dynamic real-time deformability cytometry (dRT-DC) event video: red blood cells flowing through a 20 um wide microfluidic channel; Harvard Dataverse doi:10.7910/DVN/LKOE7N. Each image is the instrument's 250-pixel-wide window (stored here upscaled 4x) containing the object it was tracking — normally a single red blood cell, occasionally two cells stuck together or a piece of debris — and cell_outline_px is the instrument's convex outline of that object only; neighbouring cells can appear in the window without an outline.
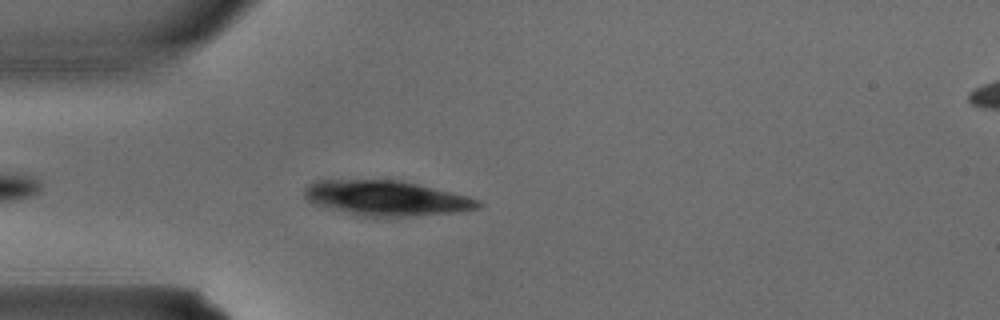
{"species": "common noctule bat (a hibernating species)", "species_latin": "Nyctalus noctula", "temperature_condition": "warm", "stored_images_in_passage": 3, "camera_frame_rate_fps": 3000, "um_per_image_px": 0.085, "animal": {"sex": "male", "body_mass_g": 15.6}, "frame": {"image": 1, "passage_image": 2, "time_ms": 0.333, "image_size_px": [1000, 320], "cell_outline_px": [[484, 204], [476, 208], [456, 212], [416, 216], [356, 216], [316, 204], [308, 200], [304, 196], [304, 188], [312, 180], [400, 180], [468, 196], [480, 200]], "centroid_in_image_um": [32.82, 16.84], "position_along_channel_um": 52.2, "area_um2": 35.37}}